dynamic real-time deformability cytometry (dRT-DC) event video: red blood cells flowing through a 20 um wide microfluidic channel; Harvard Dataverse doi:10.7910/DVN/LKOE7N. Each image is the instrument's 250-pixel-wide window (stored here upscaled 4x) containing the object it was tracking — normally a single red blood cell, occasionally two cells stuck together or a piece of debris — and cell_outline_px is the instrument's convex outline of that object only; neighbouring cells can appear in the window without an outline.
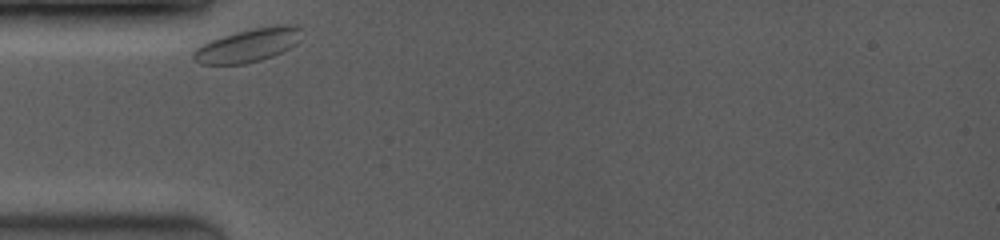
{"species": "common noctule bat (a hibernating species)", "species_latin": "Nyctalus noctula", "temperature_condition": "room temperature", "stored_images_in_passage": 6, "camera_frame_rate_fps": 3500, "um_per_image_px": 0.085, "animal": {"sex": "female", "body_mass_g": 19.0, "forearm_length_mm": 53.3}, "frame": {"image": 1, "passage_image": 1, "time_ms": 0.0, "image_size_px": [1000, 240], "cell_outline_px": [[300, 40], [296, 44], [272, 56], [260, 60], [244, 64], [200, 64], [192, 56], [192, 52], [200, 44], [236, 32], [252, 28], [276, 24], [292, 24], [300, 28]], "centroid_in_image_um": [21.08, 3.84], "position_along_channel_um": 63.9, "area_um2": 20.98}}
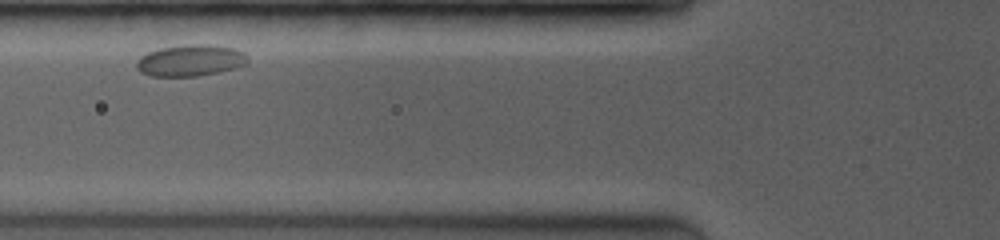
{"frame": {"image": 2, "passage_image": 3, "time_ms": 1.429, "image_size_px": [1000, 240], "cell_outline_px": [[248, 64], [236, 68], [196, 76], [152, 76], [140, 72], [136, 68], [136, 60], [140, 56], [148, 52], [160, 48], [184, 44], [216, 44], [232, 48], [244, 52], [248, 60]], "centroid_in_image_um": [16.18, 5.12], "position_along_channel_um": 109.6, "area_um2": 20.58}}
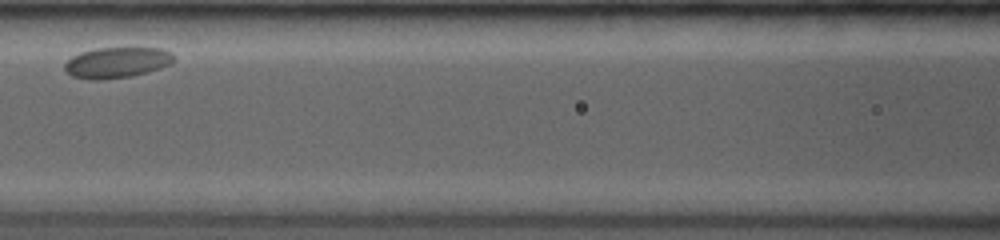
{"frame": {"image": 3, "passage_image": 5, "time_ms": 2.857, "image_size_px": [1000, 240], "cell_outline_px": [[176, 60], [172, 64], [160, 68], [132, 76], [104, 80], [92, 80], [72, 76], [64, 68], [64, 64], [72, 56], [80, 52], [96, 48], [160, 48], [172, 52], [176, 56]], "centroid_in_image_um": [9.97, 5.31], "position_along_channel_um": 156.6, "area_um2": 19.77}}